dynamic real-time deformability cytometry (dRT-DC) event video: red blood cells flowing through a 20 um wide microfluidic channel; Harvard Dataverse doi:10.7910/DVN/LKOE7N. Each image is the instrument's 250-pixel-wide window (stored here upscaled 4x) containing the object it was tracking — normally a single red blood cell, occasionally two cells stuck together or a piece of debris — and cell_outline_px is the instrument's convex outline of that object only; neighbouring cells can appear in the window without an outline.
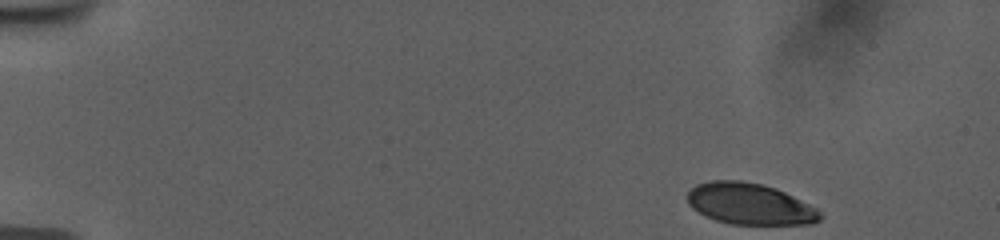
{"species": "human", "species_latin": "Homo sapiens", "temperature_condition": "room temperature", "stored_images_in_passage": 50, "camera_frame_rate_fps": 3000, "um_per_image_px": 0.085, "donor": {"sex": "female"}, "frame": {"image": 1, "passage_image": 1, "time_ms": 0.0, "image_size_px": [1000, 240], "cell_outline_px": [[824, 216], [820, 220], [812, 224], [732, 224], [716, 220], [704, 216], [692, 208], [688, 204], [688, 192], [696, 184], [712, 180], [740, 180], [760, 184], [776, 188], [816, 208]], "centroid_in_image_um": [63.72, 17.34], "position_along_channel_um": 21.3, "area_um2": 31.91}}
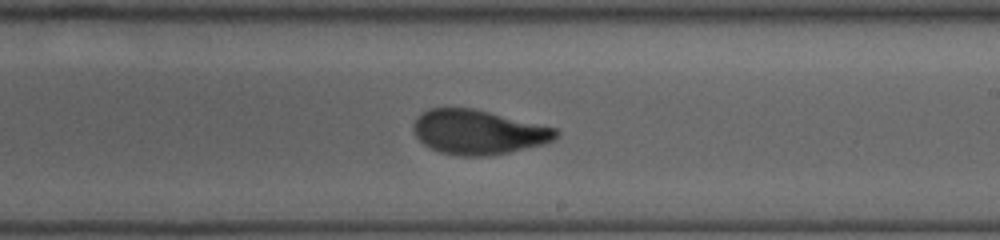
{"frame": {"image": 2, "passage_image": 29, "time_ms": 9.333, "image_size_px": [1000, 240], "cell_outline_px": [[560, 132], [556, 140], [544, 144], [508, 152], [488, 156], [460, 156], [440, 152], [428, 148], [416, 136], [412, 128], [412, 124], [416, 116], [428, 108], [472, 108], [556, 128]], "centroid_in_image_um": [40.62, 11.23], "position_along_channel_um": 248.4, "area_um2": 37.05}}
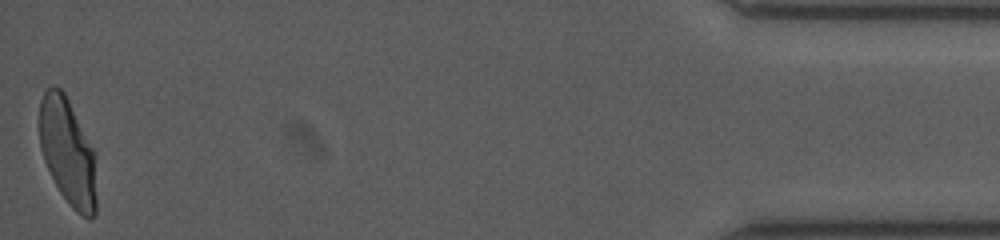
{"frame": {"image": 3, "passage_image": 50, "time_ms": 16.333, "image_size_px": [1000, 240], "cell_outline_px": [[96, 216], [88, 220], [76, 212], [68, 204], [60, 192], [44, 160], [40, 148], [40, 100], [44, 92], [52, 84], [60, 88], [64, 92], [96, 156]], "centroid_in_image_um": [5.77, 12.97], "position_along_channel_um": 429.4, "area_um2": 35.49}, "authors_computed_cell_mechanics": {"area_um2": 36.5874, "velocity_mm_per_s": 3.7519, "shape_relaxation_time_tau1_ms": 4.6009, "shape_relaxation_time_tau2_ms": 0.9271, "deformation_change_tau1": 0.1722, "deformation_change_tau2": 0.0655}}